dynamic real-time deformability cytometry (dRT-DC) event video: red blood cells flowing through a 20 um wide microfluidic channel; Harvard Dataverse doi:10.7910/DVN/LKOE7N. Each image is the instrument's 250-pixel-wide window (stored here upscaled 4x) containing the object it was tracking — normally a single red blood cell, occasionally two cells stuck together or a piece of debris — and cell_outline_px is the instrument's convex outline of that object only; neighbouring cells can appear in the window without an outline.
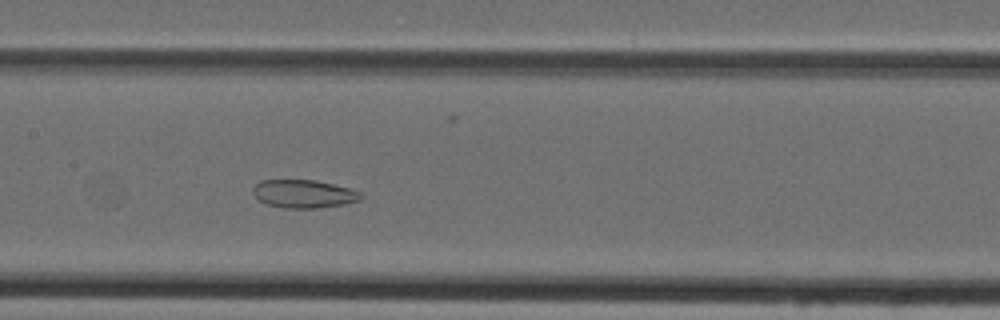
{"species": "Egyptian fruit bat (a non-hibernating species)", "species_latin": "Rousettus aegyptiacus", "temperature_condition": "cold", "stored_images_in_passage": 44, "camera_frame_rate_fps": 3000, "um_per_image_px": 0.085, "animal": {"sex": "female"}, "frame": {"image": 1, "passage_image": 19, "time_ms": 6.0, "image_size_px": [1000, 320], "cell_outline_px": [[364, 196], [360, 200], [344, 204], [316, 208], [280, 208], [268, 204], [260, 200], [252, 192], [252, 188], [260, 180], [316, 180], [348, 188], [360, 192]], "centroid_in_image_um": [25.81, 16.48], "position_along_channel_um": 181.6, "area_um2": 17.63}}
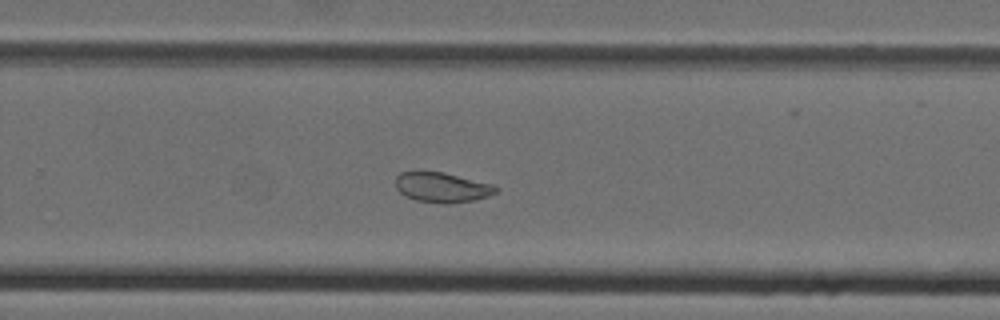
{"frame": {"image": 2, "passage_image": 27, "time_ms": 8.667, "image_size_px": [1000, 320], "cell_outline_px": [[500, 188], [496, 192], [488, 196], [476, 200], [448, 204], [444, 204], [416, 200], [404, 196], [396, 188], [396, 176], [400, 172], [412, 168], [416, 168], [444, 172], [492, 184]], "centroid_in_image_um": [37.51, 15.88], "position_along_channel_um": 292.3, "area_um2": 18.26}}
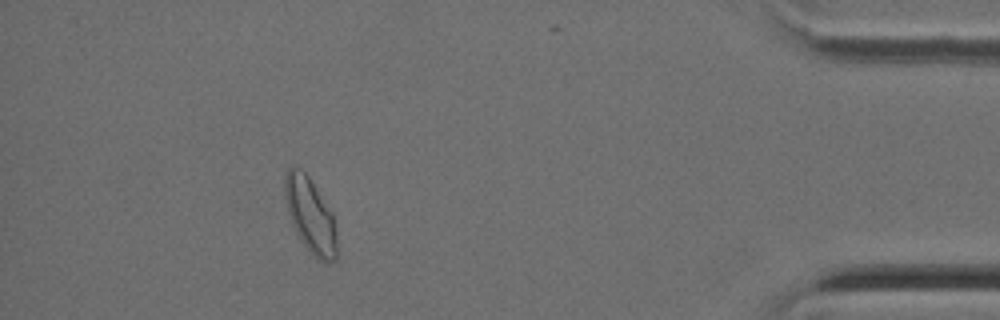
{"frame": {"image": 3, "passage_image": 39, "time_ms": 12.667, "image_size_px": [1000, 320], "cell_outline_px": [[336, 260], [328, 264], [316, 260], [312, 256], [300, 240], [292, 224], [288, 212], [284, 192], [284, 176], [288, 168], [292, 164], [300, 168], [308, 176], [332, 212], [336, 228]], "centroid_in_image_um": [26.37, 18.33], "position_along_channel_um": 408.8, "area_um2": 23.06}}